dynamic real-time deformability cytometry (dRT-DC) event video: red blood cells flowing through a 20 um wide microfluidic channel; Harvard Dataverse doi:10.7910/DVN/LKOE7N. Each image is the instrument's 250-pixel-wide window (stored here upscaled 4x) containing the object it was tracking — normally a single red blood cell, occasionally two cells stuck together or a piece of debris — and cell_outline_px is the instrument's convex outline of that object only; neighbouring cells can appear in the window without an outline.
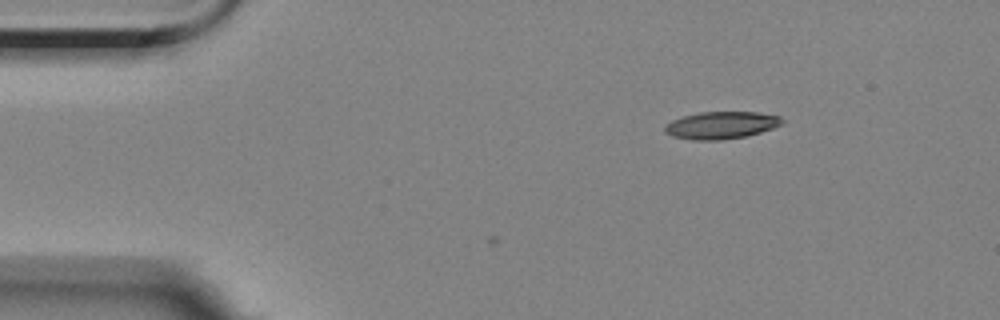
{"species": "Egyptian fruit bat (a non-hibernating species)", "species_latin": "Rousettus aegyptiacus", "temperature_condition": "room temperature", "stored_images_in_passage": 5, "camera_frame_rate_fps": 3000, "um_per_image_px": 0.085, "animal": {"sex": "female"}, "frame": {"image": 1, "passage_image": 1, "time_ms": 0.0, "image_size_px": [1000, 320], "cell_outline_px": [[784, 124], [748, 136], [724, 140], [692, 140], [672, 136], [664, 132], [664, 124], [672, 120], [684, 116], [700, 112], [756, 112], [780, 116], [784, 120]], "centroid_in_image_um": [61.3, 10.65], "position_along_channel_um": 23.7, "area_um2": 18.84}}